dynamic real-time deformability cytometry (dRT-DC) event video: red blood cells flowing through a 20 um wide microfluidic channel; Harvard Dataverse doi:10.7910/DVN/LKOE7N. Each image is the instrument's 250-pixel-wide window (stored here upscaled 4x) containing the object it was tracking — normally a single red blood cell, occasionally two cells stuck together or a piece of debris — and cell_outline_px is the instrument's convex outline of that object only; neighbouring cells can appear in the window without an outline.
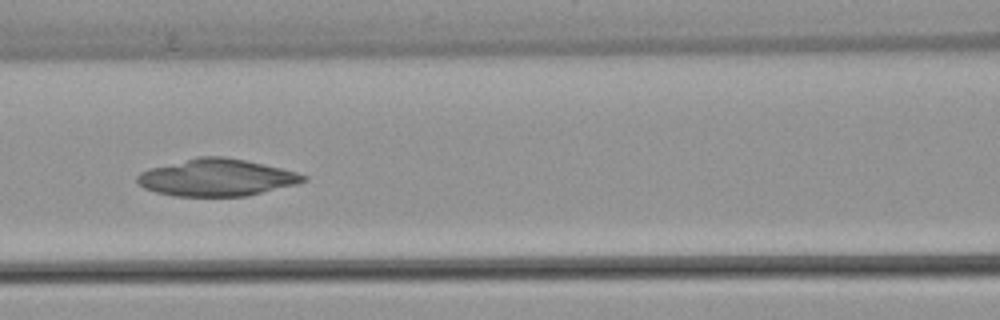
{"species": "common noctule bat (a hibernating species)", "species_latin": "Nyctalus noctula", "temperature_condition": "warm", "stored_images_in_passage": 54, "camera_frame_rate_fps": 3000, "um_per_image_px": 0.085, "animal": {"sex": "female", "body_mass_g": 22.7, "forearm_length_mm": 54.2}, "frame": {"image": 1, "passage_image": 24, "time_ms": 7.667, "image_size_px": [1000, 320], "cell_outline_px": [[308, 180], [296, 184], [244, 196], [176, 196], [156, 192], [144, 188], [136, 180], [136, 176], [140, 172], [148, 168], [196, 156], [224, 156], [244, 160], [280, 168], [296, 172], [308, 176]], "centroid_in_image_um": [18.37, 15.08], "position_along_channel_um": 148.2, "area_um2": 35.78}}
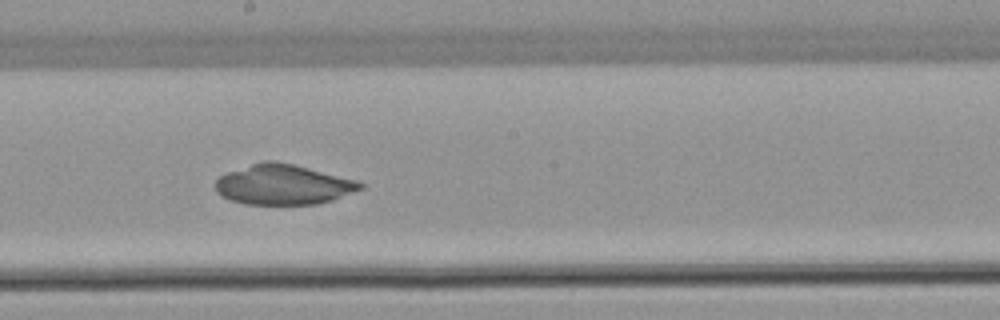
{"frame": {"image": 2, "passage_image": 30, "time_ms": 9.667, "image_size_px": [1000, 320], "cell_outline_px": [[364, 188], [332, 200], [316, 204], [244, 204], [232, 200], [216, 192], [216, 180], [220, 176], [228, 172], [264, 160], [276, 160], [356, 180], [364, 184]], "centroid_in_image_um": [24.08, 15.69], "position_along_channel_um": 224.1, "area_um2": 33.47}}
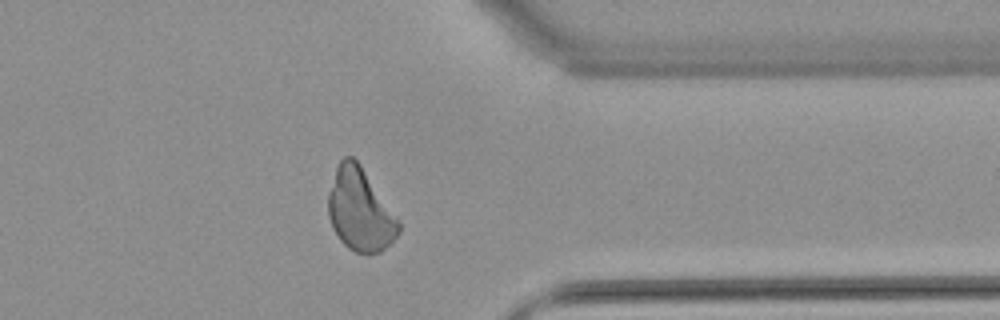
{"frame": {"image": 3, "passage_image": 43, "time_ms": 14.0, "image_size_px": [1000, 320], "cell_outline_px": [[400, 232], [380, 252], [368, 256], [356, 252], [348, 248], [340, 240], [328, 216], [328, 192], [336, 168], [340, 160], [344, 156], [352, 156], [360, 164], [400, 224]], "centroid_in_image_um": [30.57, 17.87], "position_along_channel_um": 380.8, "area_um2": 33.29}}